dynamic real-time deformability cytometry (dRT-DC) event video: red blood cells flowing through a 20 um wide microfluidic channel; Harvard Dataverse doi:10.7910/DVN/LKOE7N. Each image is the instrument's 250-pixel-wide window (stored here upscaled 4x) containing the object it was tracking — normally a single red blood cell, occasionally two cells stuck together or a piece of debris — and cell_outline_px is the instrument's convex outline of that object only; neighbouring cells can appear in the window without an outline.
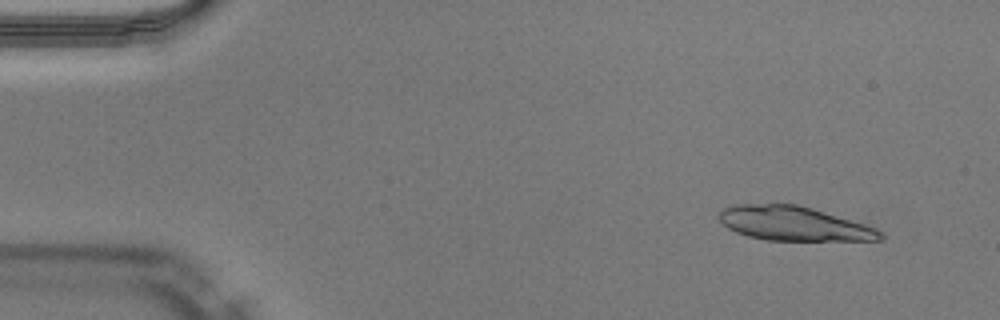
{"species": "Egyptian fruit bat (a non-hibernating species)", "species_latin": "Rousettus aegyptiacus", "temperature_condition": "warm", "stored_images_in_passage": 14, "camera_frame_rate_fps": 3000, "um_per_image_px": 0.085, "animal": {"sex": "male"}, "frame": {"image": 1, "passage_image": 3, "time_ms": 0.667, "image_size_px": [1000, 320], "cell_outline_px": [[884, 240], [768, 240], [748, 236], [736, 232], [728, 228], [720, 220], [720, 212], [724, 208], [732, 204], [796, 204], [812, 208], [864, 224], [876, 228], [884, 232]], "centroid_in_image_um": [67.49, 19.0], "position_along_channel_um": 17.5, "area_um2": 31.91}}
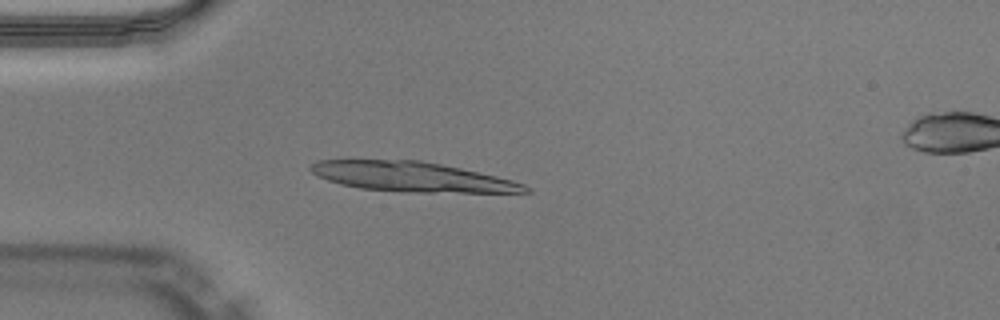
{"frame": {"image": 2, "passage_image": 12, "time_ms": 3.667, "image_size_px": [1000, 320], "cell_outline_px": [[532, 192], [404, 192], [360, 188], [340, 184], [328, 180], [312, 172], [308, 168], [316, 160], [420, 160], [460, 168], [496, 176], [512, 180], [524, 184], [532, 188]], "centroid_in_image_um": [35.02, 15.03], "position_along_channel_um": 50.0, "area_um2": 36.93}}